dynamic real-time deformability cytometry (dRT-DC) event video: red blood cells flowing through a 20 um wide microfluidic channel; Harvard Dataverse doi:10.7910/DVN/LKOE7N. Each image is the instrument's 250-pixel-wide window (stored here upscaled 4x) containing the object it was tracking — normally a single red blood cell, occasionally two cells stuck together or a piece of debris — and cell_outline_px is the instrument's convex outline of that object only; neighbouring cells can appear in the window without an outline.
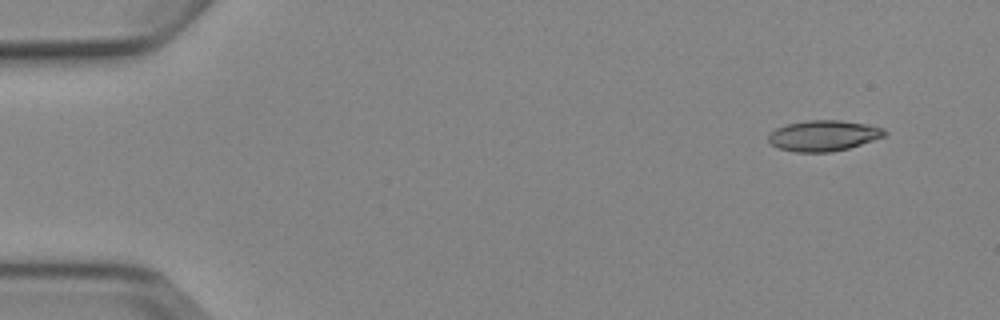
{"species": "Egyptian fruit bat (a non-hibernating species)", "species_latin": "Rousettus aegyptiacus", "temperature_condition": "cold", "stored_images_in_passage": 4, "camera_frame_rate_fps": 3000, "um_per_image_px": 0.085, "animal": {"sex": "female"}, "frame": {"image": 1, "passage_image": 1, "time_ms": 0.0, "image_size_px": [1000, 320], "cell_outline_px": [[888, 136], [848, 148], [828, 152], [796, 152], [780, 148], [772, 144], [768, 140], [768, 136], [776, 128], [784, 124], [804, 120], [840, 120], [864, 124], [884, 128], [888, 132]], "centroid_in_image_um": [70.03, 11.52], "position_along_channel_um": 15.0, "area_um2": 20.87}}
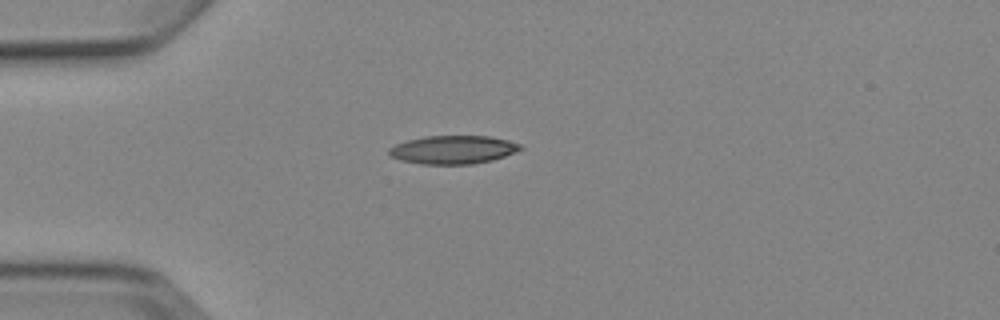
{"frame": {"image": 2, "passage_image": 4, "time_ms": 3.333, "image_size_px": [1000, 320], "cell_outline_px": [[524, 148], [516, 152], [492, 160], [472, 164], [420, 164], [400, 160], [388, 156], [388, 148], [396, 144], [408, 140], [424, 136], [488, 136], [508, 140], [520, 144]], "centroid_in_image_um": [38.49, 12.73], "position_along_channel_um": 46.5, "area_um2": 21.79}}